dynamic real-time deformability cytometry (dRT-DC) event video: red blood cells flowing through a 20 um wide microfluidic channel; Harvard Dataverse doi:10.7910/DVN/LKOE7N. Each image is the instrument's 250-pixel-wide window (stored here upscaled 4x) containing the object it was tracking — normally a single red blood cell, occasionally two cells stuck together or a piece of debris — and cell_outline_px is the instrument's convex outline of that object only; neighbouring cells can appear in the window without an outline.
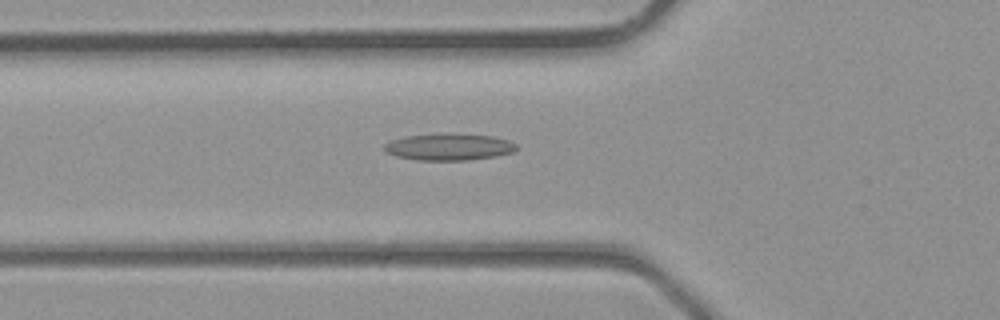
{"species": "common noctule bat (a hibernating species)", "species_latin": "Nyctalus noctula", "temperature_condition": "room temperature", "stored_images_in_passage": 25, "camera_frame_rate_fps": 3000, "um_per_image_px": 0.085, "animal": {"sex": "male", "body_mass_g": 23.1, "forearm_length_mm": 52.7}, "frame": {"image": 1, "passage_image": 2, "time_ms": 0.333, "image_size_px": [1000, 320], "cell_outline_px": [[516, 148], [512, 152], [496, 156], [468, 160], [416, 160], [396, 156], [384, 152], [384, 144], [392, 140], [404, 136], [492, 136], [508, 140], [516, 144]], "centroid_in_image_um": [38.12, 12.54], "position_along_channel_um": 87.7, "area_um2": 19.59}}
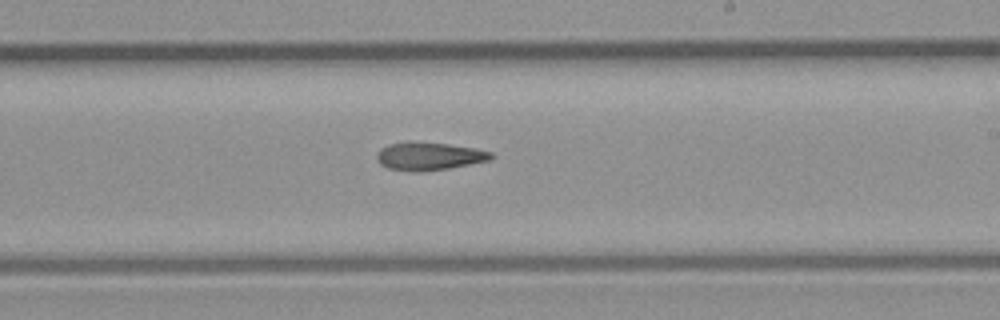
{"frame": {"image": 2, "passage_image": 11, "time_ms": 3.333, "image_size_px": [1000, 320], "cell_outline_px": [[492, 160], [448, 168], [420, 172], [416, 172], [388, 168], [380, 164], [376, 160], [376, 152], [380, 148], [388, 144], [448, 144], [476, 148], [492, 152]], "centroid_in_image_um": [36.48, 13.31], "position_along_channel_um": 252.5, "area_um2": 18.09}}
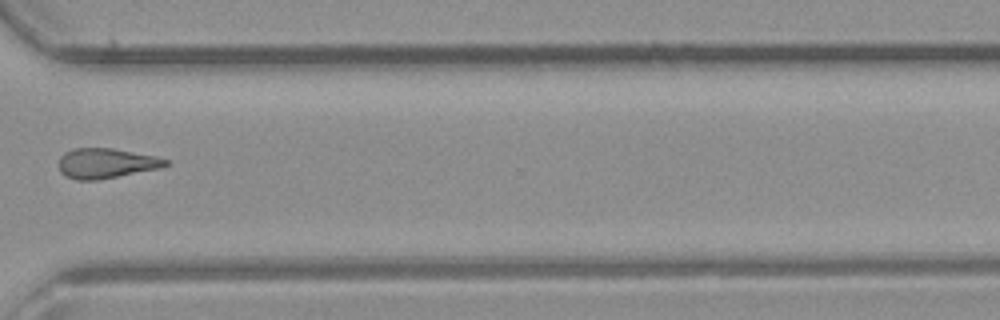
{"frame": {"image": 3, "passage_image": 17, "time_ms": 5.333, "image_size_px": [1000, 320], "cell_outline_px": [[168, 164], [160, 168], [100, 180], [76, 180], [64, 176], [60, 172], [60, 156], [64, 152], [72, 148], [112, 148], [156, 156], [168, 160]], "centroid_in_image_um": [9.0, 13.88], "position_along_channel_um": 361.6, "area_um2": 18.79}}